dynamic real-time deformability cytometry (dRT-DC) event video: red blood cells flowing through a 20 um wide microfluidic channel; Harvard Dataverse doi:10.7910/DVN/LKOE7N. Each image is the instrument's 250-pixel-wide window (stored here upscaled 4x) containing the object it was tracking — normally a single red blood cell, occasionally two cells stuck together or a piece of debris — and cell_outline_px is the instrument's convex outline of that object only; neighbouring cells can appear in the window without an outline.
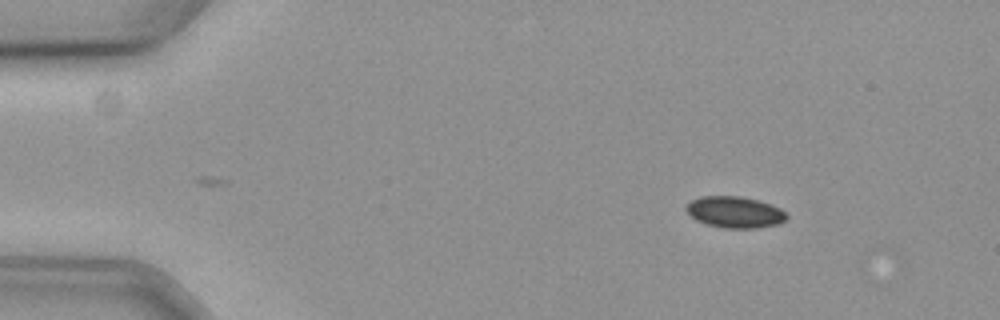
{"species": "common noctule bat (a hibernating species)", "species_latin": "Nyctalus noctula", "temperature_condition": "cold", "stored_images_in_passage": 5, "camera_frame_rate_fps": 3000, "um_per_image_px": 0.085, "animal": {"sex": "female", "body_mass_g": 19.3, "forearm_length_mm": 54.1}, "frame": {"image": 1, "passage_image": 1, "time_ms": 0.0, "image_size_px": [1000, 320], "cell_outline_px": [[788, 216], [784, 220], [776, 224], [756, 228], [724, 228], [708, 224], [696, 220], [684, 208], [692, 200], [700, 196], [740, 196], [756, 200], [780, 208]], "centroid_in_image_um": [62.43, 18.03], "position_along_channel_um": 22.6, "area_um2": 18.03}}